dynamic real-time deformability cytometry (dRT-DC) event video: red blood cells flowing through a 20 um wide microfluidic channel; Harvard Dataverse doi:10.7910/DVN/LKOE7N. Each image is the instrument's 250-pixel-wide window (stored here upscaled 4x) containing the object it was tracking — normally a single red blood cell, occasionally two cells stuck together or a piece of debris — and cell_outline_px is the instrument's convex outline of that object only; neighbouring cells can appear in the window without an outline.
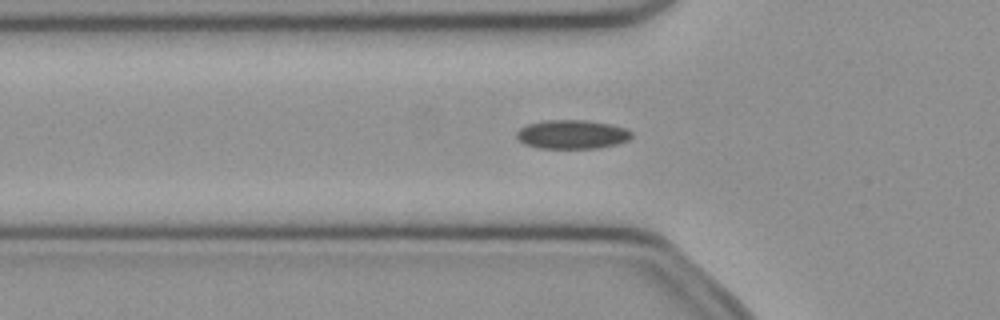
{"species": "common noctule bat (a hibernating species)", "species_latin": "Nyctalus noctula", "temperature_condition": "cold", "stored_images_in_passage": 51, "camera_frame_rate_fps": 3000, "um_per_image_px": 0.085, "animal": {"sex": "female", "body_mass_g": 21.9}, "frame": {"image": 1, "passage_image": 17, "time_ms": 5.333, "image_size_px": [1000, 320], "cell_outline_px": [[632, 136], [628, 140], [616, 144], [596, 148], [540, 148], [524, 144], [516, 140], [516, 132], [520, 128], [528, 124], [544, 120], [588, 120], [612, 124], [628, 128], [632, 132]], "centroid_in_image_um": [48.62, 11.41], "position_along_channel_um": 77.2, "area_um2": 19.59}}
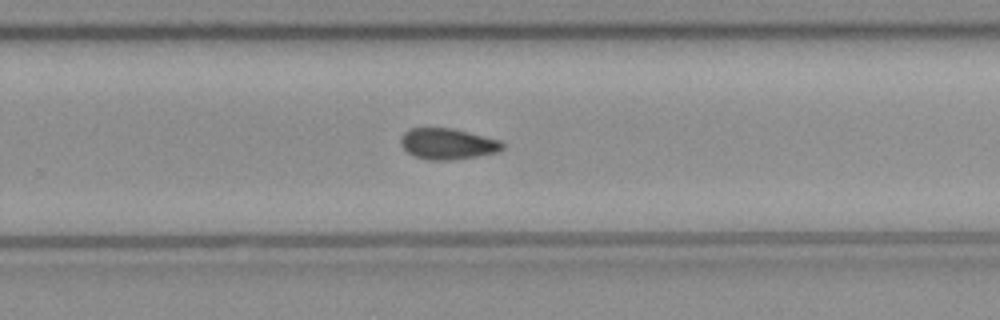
{"frame": {"image": 2, "passage_image": 33, "time_ms": 10.667, "image_size_px": [1000, 320], "cell_outline_px": [[504, 148], [500, 152], [452, 160], [428, 160], [416, 156], [408, 152], [400, 144], [400, 136], [404, 132], [412, 128], [452, 128], [500, 140], [504, 144]], "centroid_in_image_um": [38.06, 12.23], "position_along_channel_um": 291.7, "area_um2": 18.38}}
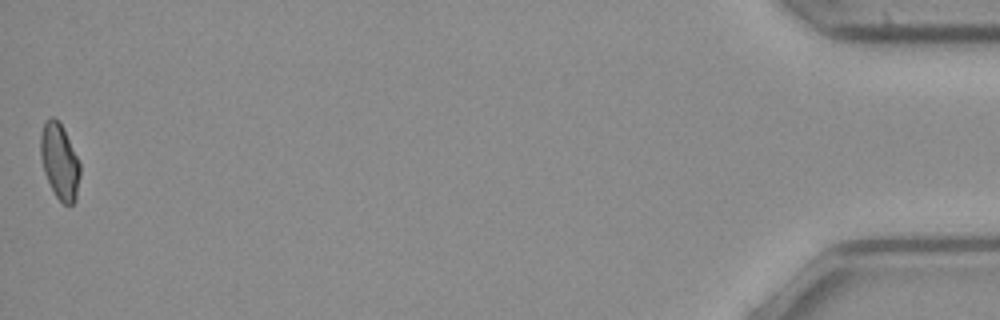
{"frame": {"image": 3, "passage_image": 51, "time_ms": 16.667, "image_size_px": [1000, 320], "cell_outline_px": [[80, 176], [76, 200], [72, 204], [64, 204], [56, 196], [44, 172], [40, 156], [40, 136], [44, 120], [52, 116], [64, 128], [80, 164]], "centroid_in_image_um": [5.06, 13.7], "position_along_channel_um": 430.1, "area_um2": 17.34}}